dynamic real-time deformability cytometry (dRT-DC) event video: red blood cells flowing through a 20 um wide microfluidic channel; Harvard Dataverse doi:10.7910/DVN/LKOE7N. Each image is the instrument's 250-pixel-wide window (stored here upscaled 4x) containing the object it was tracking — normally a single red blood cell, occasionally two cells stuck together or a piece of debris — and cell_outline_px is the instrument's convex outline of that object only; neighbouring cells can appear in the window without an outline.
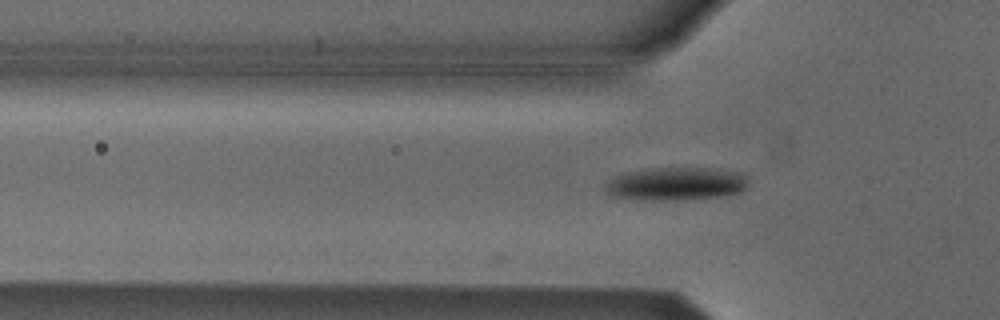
{"species": "Egyptian fruit bat (a non-hibernating species)", "species_latin": "Rousettus aegyptiacus", "temperature_condition": "cold", "stored_images_in_passage": 2, "camera_frame_rate_fps": 3000, "um_per_image_px": 0.085, "animal": {"sex": "male"}, "frame": {"image": 1, "passage_image": 2, "time_ms": 0.333, "image_size_px": [1000, 320], "cell_outline_px": [[748, 188], [740, 192], [728, 196], [684, 200], [640, 200], [612, 196], [604, 188], [616, 176], [628, 172], [656, 168], [720, 168], [740, 172], [748, 176]], "centroid_in_image_um": [57.6, 15.63], "position_along_channel_um": 68.2, "area_um2": 27.92}}